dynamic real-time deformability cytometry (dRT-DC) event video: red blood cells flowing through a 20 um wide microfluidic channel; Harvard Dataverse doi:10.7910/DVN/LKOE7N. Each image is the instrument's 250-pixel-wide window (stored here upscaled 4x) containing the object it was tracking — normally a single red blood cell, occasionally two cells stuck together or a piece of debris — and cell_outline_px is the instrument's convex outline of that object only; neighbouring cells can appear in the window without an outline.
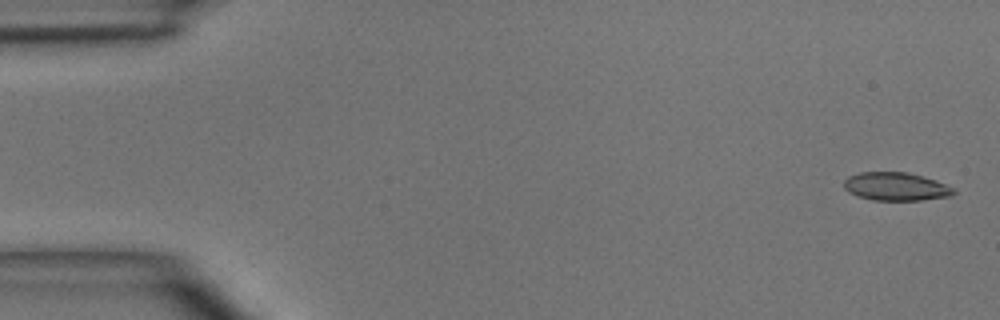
{"species": "common noctule bat (a hibernating species)", "species_latin": "Nyctalus noctula", "temperature_condition": "room temperature", "stored_images_in_passage": 5, "camera_frame_rate_fps": 3000, "um_per_image_px": 0.085, "animal": {"sex": "male", "body_mass_g": 15.6}, "frame": {"image": 1, "passage_image": 1, "time_ms": 0.0, "image_size_px": [1000, 320], "cell_outline_px": [[956, 192], [952, 196], [920, 200], [872, 200], [848, 192], [844, 188], [844, 180], [848, 176], [860, 172], [908, 172], [936, 180], [956, 188]], "centroid_in_image_um": [76.18, 15.85], "position_along_channel_um": 8.8, "area_um2": 18.15}}
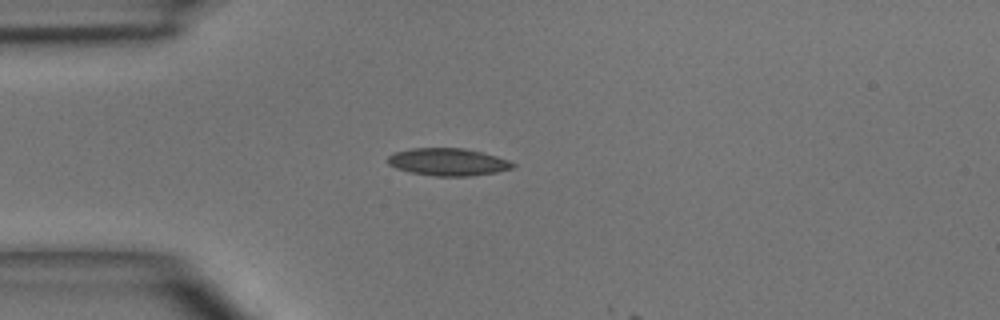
{"frame": {"image": 2, "passage_image": 4, "time_ms": 3.667, "image_size_px": [1000, 320], "cell_outline_px": [[516, 168], [496, 172], [468, 176], [436, 176], [412, 172], [396, 168], [388, 164], [388, 156], [396, 152], [412, 148], [464, 148], [496, 156], [508, 160], [516, 164]], "centroid_in_image_um": [38.11, 13.77], "position_along_channel_um": 46.9, "area_um2": 19.83}}